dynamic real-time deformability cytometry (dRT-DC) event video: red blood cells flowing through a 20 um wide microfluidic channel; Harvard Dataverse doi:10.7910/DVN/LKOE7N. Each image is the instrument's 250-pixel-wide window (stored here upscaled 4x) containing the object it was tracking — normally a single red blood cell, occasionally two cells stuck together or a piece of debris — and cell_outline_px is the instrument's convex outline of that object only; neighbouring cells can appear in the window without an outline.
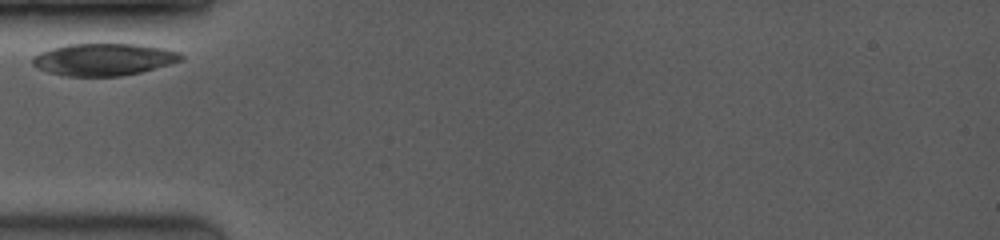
{"species": "common noctule bat (a hibernating species)", "species_latin": "Nyctalus noctula", "temperature_condition": "room temperature", "stored_images_in_passage": 20, "camera_frame_rate_fps": 3500, "um_per_image_px": 0.085, "animal": {"sex": "female", "body_mass_g": 19.0, "forearm_length_mm": 53.3}, "frame": {"image": 1, "passage_image": 1, "time_ms": 0.0, "image_size_px": [1000, 240], "cell_outline_px": [[184, 60], [140, 72], [120, 76], [68, 76], [48, 72], [32, 64], [32, 56], [40, 52], [52, 48], [68, 44], [136, 44], [164, 48], [180, 52], [184, 56]], "centroid_in_image_um": [8.83, 5.05], "position_along_channel_um": 76.2, "area_um2": 27.74}}
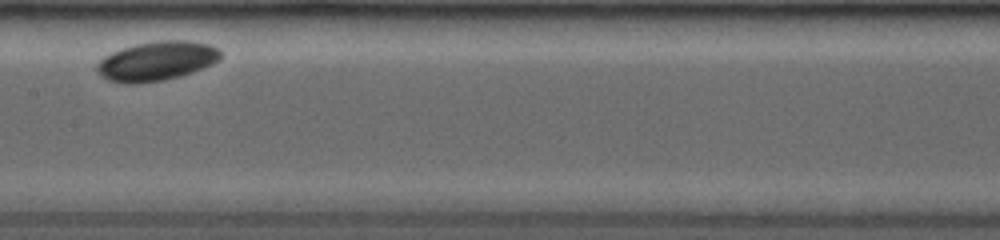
{"frame": {"image": 2, "passage_image": 8, "time_ms": 3.429, "image_size_px": [1000, 240], "cell_outline_px": [[224, 56], [220, 60], [204, 68], [180, 76], [164, 80], [136, 84], [128, 84], [108, 80], [96, 72], [96, 64], [104, 56], [120, 48], [136, 44], [156, 40], [188, 40], [208, 44], [220, 48]], "centroid_in_image_um": [13.34, 5.18], "position_along_channel_um": 194.1, "area_um2": 28.78}}
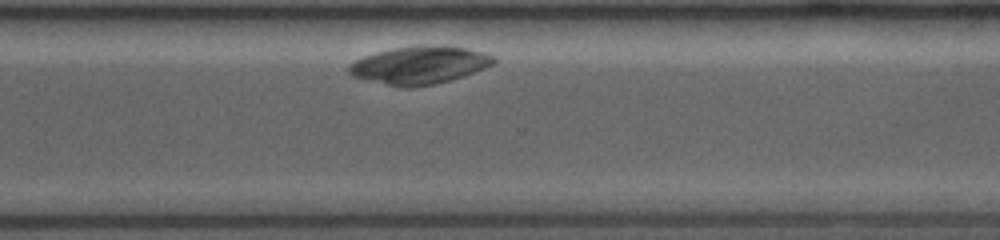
{"frame": {"image": 3, "passage_image": 16, "time_ms": 7.429, "image_size_px": [1000, 240], "cell_outline_px": [[496, 60], [492, 64], [484, 68], [464, 76], [452, 80], [436, 84], [412, 88], [404, 88], [352, 76], [348, 72], [348, 64], [364, 56], [376, 52], [392, 48], [444, 44], [484, 52], [496, 56]], "centroid_in_image_um": [35.68, 5.53], "position_along_channel_um": 334.9, "area_um2": 31.96}}